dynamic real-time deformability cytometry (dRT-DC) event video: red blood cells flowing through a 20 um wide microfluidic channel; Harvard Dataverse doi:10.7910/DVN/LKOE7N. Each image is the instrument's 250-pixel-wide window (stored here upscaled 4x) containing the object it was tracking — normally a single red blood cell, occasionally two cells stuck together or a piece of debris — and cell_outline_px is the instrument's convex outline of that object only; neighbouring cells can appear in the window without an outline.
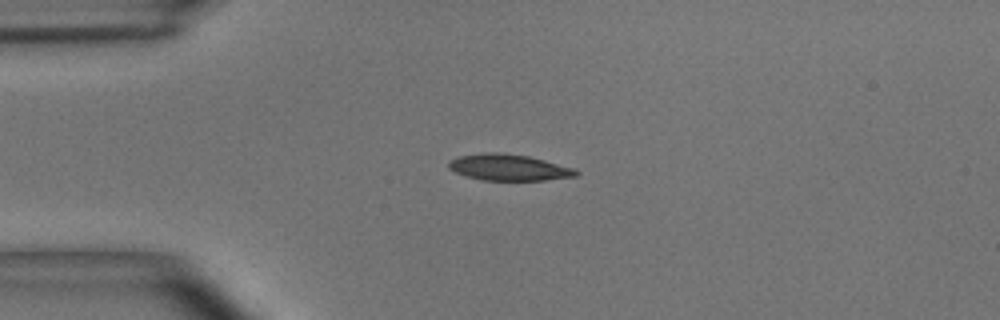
{"species": "common noctule bat (a hibernating species)", "species_latin": "Nyctalus noctula", "temperature_condition": "room temperature", "stored_images_in_passage": 42, "camera_frame_rate_fps": 3000, "um_per_image_px": 0.085, "animal": {"sex": "male", "body_mass_g": 15.6}, "frame": {"image": 1, "passage_image": 1, "time_ms": 0.0, "image_size_px": [1000, 320], "cell_outline_px": [[580, 172], [576, 176], [544, 180], [484, 180], [468, 176], [456, 172], [448, 168], [448, 160], [456, 156], [484, 152], [500, 152], [528, 156], [576, 168]], "centroid_in_image_um": [43.24, 14.22], "position_along_channel_um": 41.8, "area_um2": 19.59}}
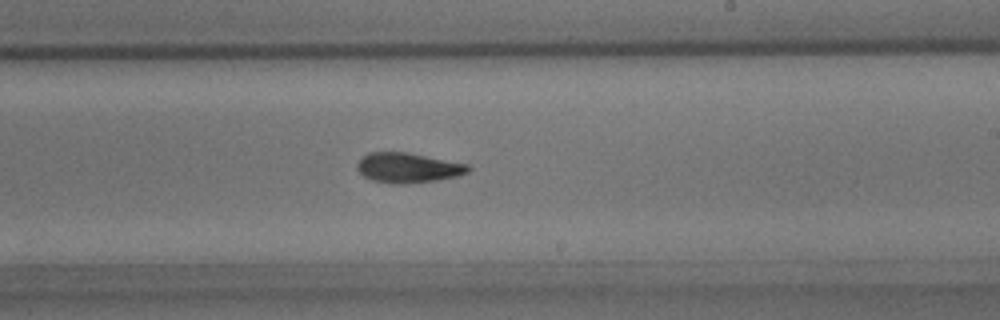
{"frame": {"image": 2, "passage_image": 20, "time_ms": 6.333, "image_size_px": [1000, 320], "cell_outline_px": [[472, 168], [468, 172], [460, 176], [436, 180], [404, 184], [392, 184], [372, 180], [364, 176], [356, 168], [356, 164], [368, 152], [408, 152], [468, 164]], "centroid_in_image_um": [34.7, 14.26], "position_along_channel_um": 254.3, "area_um2": 19.48}}
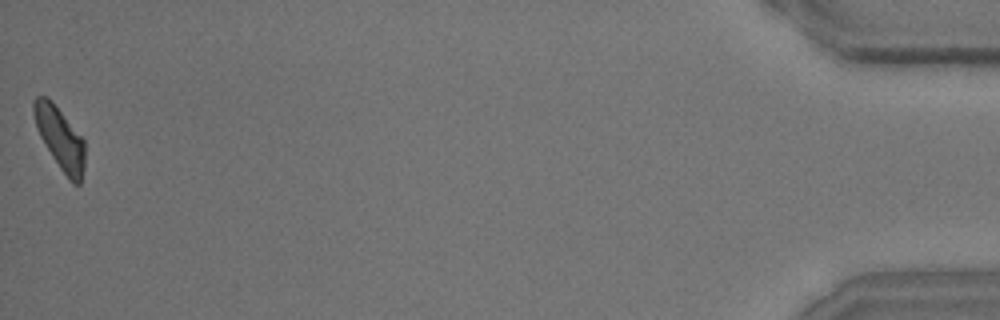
{"frame": {"image": 3, "passage_image": 42, "time_ms": 13.667, "image_size_px": [1000, 320], "cell_outline_px": [[84, 168], [80, 184], [72, 184], [68, 180], [52, 156], [40, 136], [36, 128], [32, 112], [32, 100], [36, 96], [44, 96], [52, 100], [84, 140]], "centroid_in_image_um": [5.08, 11.74], "position_along_channel_um": 430.1, "area_um2": 18.55}, "authors_computed_cell_mechanics": {"area_um2": 19.3919, "velocity_mm_per_s": 3.6882, "shape_relaxation_time_tau1_ms": 5.1537, "shape_relaxation_time_tau2_ms": 2.4479, "deformation_change_tau1": 0.1609, "deformation_change_tau2": 0.0897}}